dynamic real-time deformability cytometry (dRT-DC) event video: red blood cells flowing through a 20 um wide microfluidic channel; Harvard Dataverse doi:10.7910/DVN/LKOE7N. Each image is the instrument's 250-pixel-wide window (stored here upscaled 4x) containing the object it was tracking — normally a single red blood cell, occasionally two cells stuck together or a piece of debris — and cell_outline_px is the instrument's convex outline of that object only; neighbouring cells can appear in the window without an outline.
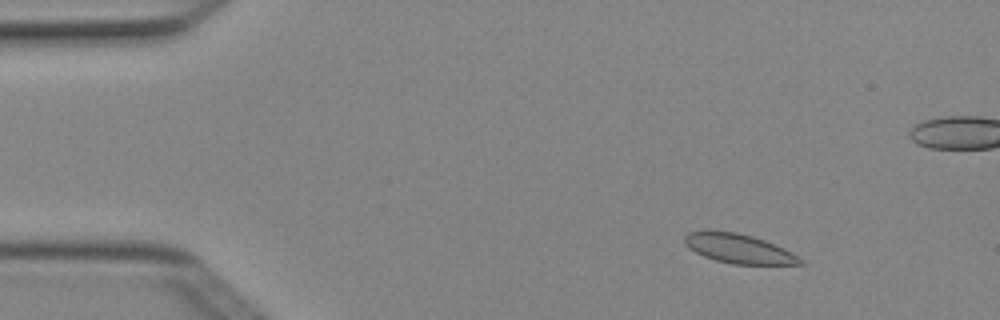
{"species": "Egyptian fruit bat (a non-hibernating species)", "species_latin": "Rousettus aegyptiacus", "temperature_condition": "cold", "stored_images_in_passage": 5, "camera_frame_rate_fps": 3000, "um_per_image_px": 0.085, "animal": {"sex": "female"}, "frame": {"image": 1, "passage_image": 2, "time_ms": 0.333, "image_size_px": [1000, 320], "cell_outline_px": [[804, 264], [732, 264], [716, 260], [704, 256], [688, 248], [684, 244], [684, 236], [688, 232], [708, 228], [736, 232], [752, 236], [764, 240], [784, 248], [792, 252], [804, 260]], "centroid_in_image_um": [62.73, 21.1], "position_along_channel_um": 22.3, "area_um2": 20.11}}